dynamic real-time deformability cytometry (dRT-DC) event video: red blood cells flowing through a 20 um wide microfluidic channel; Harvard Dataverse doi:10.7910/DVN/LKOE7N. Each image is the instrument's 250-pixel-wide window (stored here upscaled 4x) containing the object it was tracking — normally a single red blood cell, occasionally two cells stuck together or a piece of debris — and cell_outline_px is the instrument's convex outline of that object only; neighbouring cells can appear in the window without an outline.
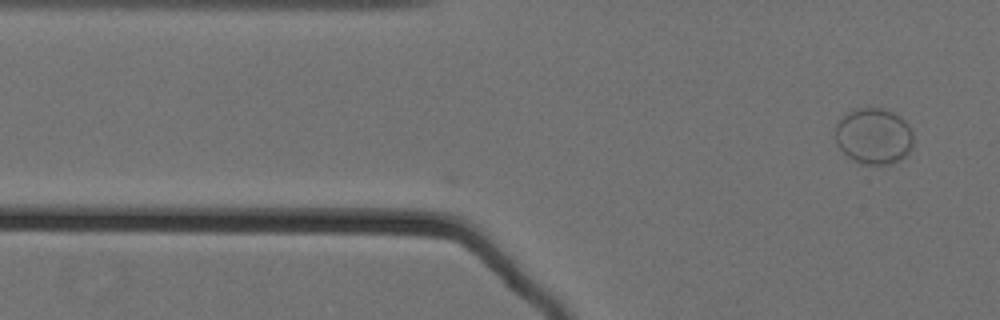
{"species": "Egyptian fruit bat (a non-hibernating species)", "species_latin": "Rousettus aegyptiacus", "temperature_condition": "cold", "stored_images_in_passage": 4, "camera_frame_rate_fps": 3000, "um_per_image_px": 0.085, "animal": {"sex": "female"}, "frame": {"image": 1, "passage_image": 4, "time_ms": 1.0, "image_size_px": [1000, 320], "cell_outline_px": [[912, 148], [900, 160], [888, 164], [860, 164], [852, 160], [836, 144], [836, 124], [852, 108], [880, 108], [892, 112], [900, 116], [904, 120], [912, 132]], "centroid_in_image_um": [74.26, 11.57], "position_along_channel_um": 51.5, "area_um2": 25.43}}